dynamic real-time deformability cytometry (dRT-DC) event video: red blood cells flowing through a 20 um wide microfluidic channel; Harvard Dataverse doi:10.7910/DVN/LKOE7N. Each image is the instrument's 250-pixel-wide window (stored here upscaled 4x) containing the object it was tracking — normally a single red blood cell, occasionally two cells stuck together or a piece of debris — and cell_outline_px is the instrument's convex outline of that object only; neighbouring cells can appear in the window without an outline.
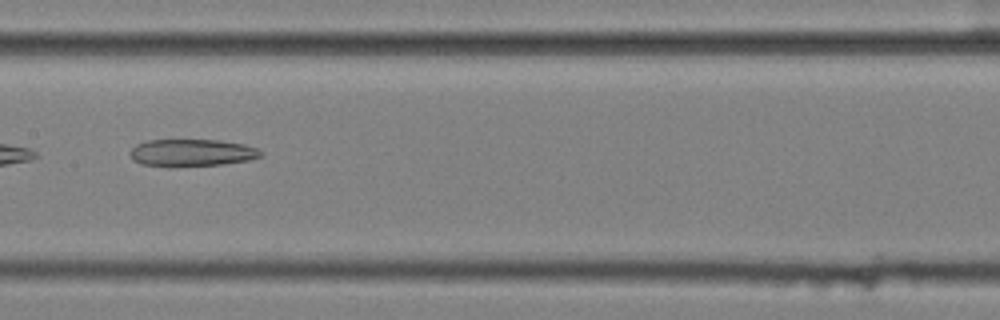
{"species": "common noctule bat (a hibernating species)", "species_latin": "Nyctalus noctula", "temperature_condition": "cold", "stored_images_in_passage": 15, "camera_frame_rate_fps": 3000, "um_per_image_px": 0.085, "animal": {"sex": "female", "body_mass_g": 25.1}, "frame": {"image": 1, "passage_image": 11, "time_ms": 3.333, "image_size_px": [1000, 320], "cell_outline_px": [[264, 156], [248, 160], [220, 164], [168, 168], [140, 164], [132, 160], [128, 152], [136, 144], [148, 140], [220, 140], [244, 144], [256, 148]], "centroid_in_image_um": [16.23, 13.0], "position_along_channel_um": 191.2, "area_um2": 21.1}}